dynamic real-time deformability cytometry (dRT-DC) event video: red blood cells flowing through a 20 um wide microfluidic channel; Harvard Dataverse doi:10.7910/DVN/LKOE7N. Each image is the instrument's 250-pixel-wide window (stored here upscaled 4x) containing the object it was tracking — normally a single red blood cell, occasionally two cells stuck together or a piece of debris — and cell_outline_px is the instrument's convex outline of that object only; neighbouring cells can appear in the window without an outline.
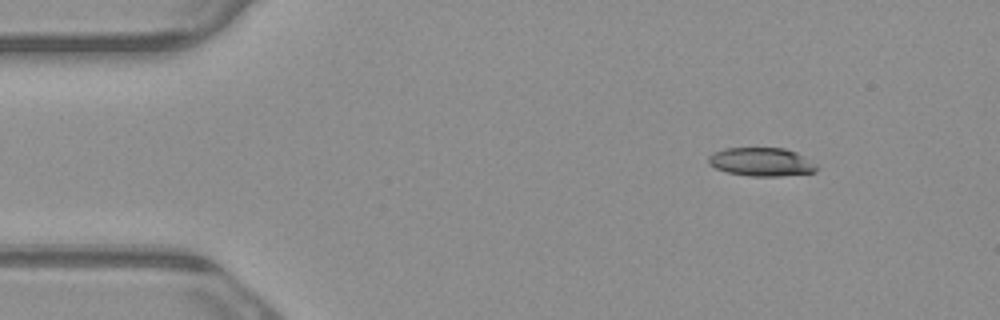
{"species": "common noctule bat (a hibernating species)", "species_latin": "Nyctalus noctula", "temperature_condition": "warm", "stored_images_in_passage": 4, "camera_frame_rate_fps": 3000, "um_per_image_px": 0.085, "animal": {"sex": "male", "body_mass_g": 23.1, "forearm_length_mm": 52.7}, "frame": {"image": 1, "passage_image": 1, "time_ms": 0.0, "image_size_px": [1000, 320], "cell_outline_px": [[820, 168], [816, 172], [780, 176], [748, 176], [728, 172], [716, 168], [708, 164], [708, 156], [724, 148], [784, 148], [796, 152], [816, 164]], "centroid_in_image_um": [64.74, 13.77], "position_along_channel_um": 20.3, "area_um2": 17.98}}
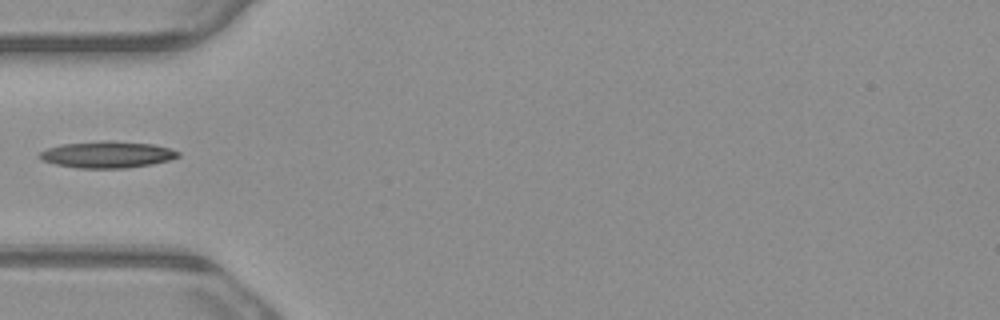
{"frame": {"image": 2, "passage_image": 4, "time_ms": 1.0, "image_size_px": [1000, 320], "cell_outline_px": [[180, 156], [168, 160], [152, 164], [124, 168], [76, 168], [56, 164], [44, 160], [36, 156], [40, 152], [48, 148], [60, 144], [100, 140], [108, 140], [152, 144], [168, 148], [180, 152]], "centroid_in_image_um": [9.08, 13.13], "position_along_channel_um": 75.9, "area_um2": 21.5}}